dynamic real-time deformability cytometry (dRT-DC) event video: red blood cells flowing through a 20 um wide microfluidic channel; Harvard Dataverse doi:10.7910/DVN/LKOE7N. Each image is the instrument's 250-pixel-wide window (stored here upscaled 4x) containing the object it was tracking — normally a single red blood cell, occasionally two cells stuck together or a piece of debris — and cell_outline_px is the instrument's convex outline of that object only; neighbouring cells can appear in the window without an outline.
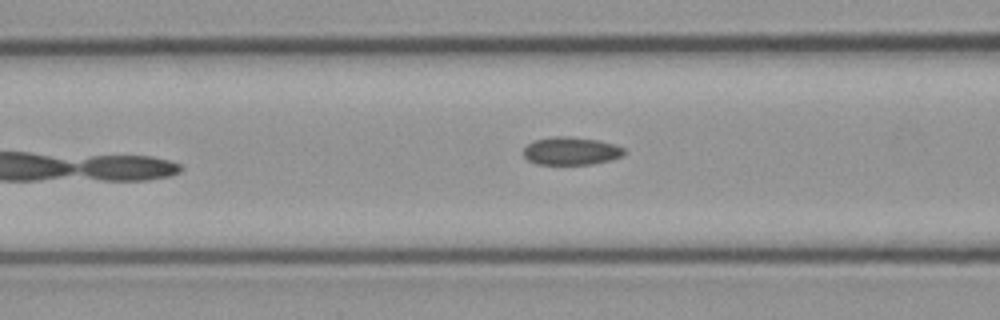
{"species": "common noctule bat (a hibernating species)", "species_latin": "Nyctalus noctula", "temperature_condition": "cold", "stored_images_in_passage": 7, "camera_frame_rate_fps": 3000, "um_per_image_px": 0.085, "animal": {"sex": "male", "body_mass_g": 23.1, "forearm_length_mm": 52.7}, "frame": {"image": 1, "passage_image": 6, "time_ms": 1.667, "image_size_px": [1000, 320], "cell_outline_px": [[624, 152], [620, 156], [608, 160], [592, 164], [536, 164], [528, 160], [524, 156], [524, 148], [528, 144], [536, 140], [552, 136], [568, 136], [596, 140], [612, 144], [624, 148]], "centroid_in_image_um": [48.49, 12.83], "position_along_channel_um": 118.1, "area_um2": 16.07}}
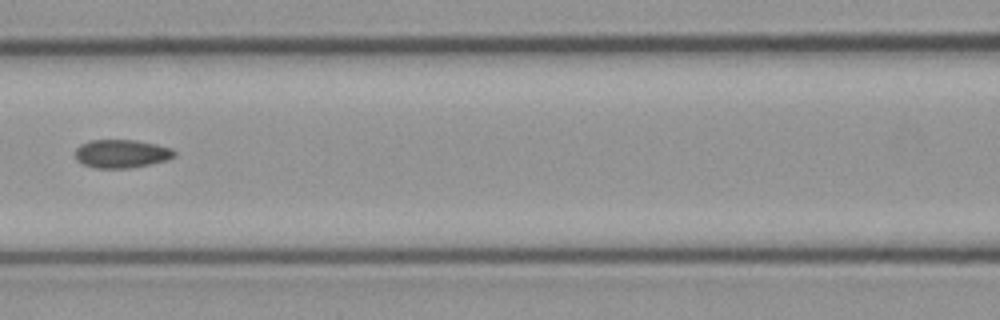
{"frame": {"image": 2, "passage_image": 7, "time_ms": 2.0, "image_size_px": [1000, 320], "cell_outline_px": [[176, 156], [168, 160], [128, 168], [96, 168], [84, 164], [76, 160], [76, 148], [80, 144], [92, 140], [136, 140], [156, 144], [172, 148], [176, 152]], "centroid_in_image_um": [10.35, 13.06], "position_along_channel_um": 156.2, "area_um2": 16.36}}